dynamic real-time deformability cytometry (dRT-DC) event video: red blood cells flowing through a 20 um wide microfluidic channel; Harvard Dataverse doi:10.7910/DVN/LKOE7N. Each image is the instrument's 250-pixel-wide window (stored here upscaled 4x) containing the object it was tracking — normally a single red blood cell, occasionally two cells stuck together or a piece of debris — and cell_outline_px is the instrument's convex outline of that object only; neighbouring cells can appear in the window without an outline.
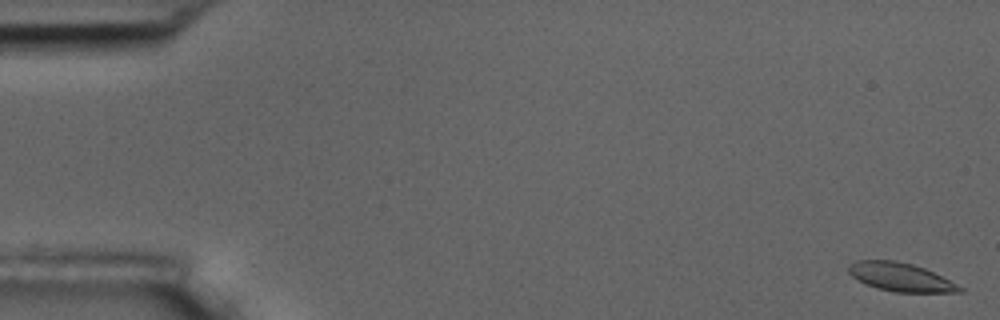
{"species": "common noctule bat (a hibernating species)", "species_latin": "Nyctalus noctula", "temperature_condition": "room temperature", "stored_images_in_passage": 7, "camera_frame_rate_fps": 3000, "um_per_image_px": 0.085, "animal": {"sex": "male", "body_mass_g": 17.5, "forearm_length_mm": 52.3}, "frame": {"image": 1, "passage_image": 1, "time_ms": 0.0, "image_size_px": [1000, 320], "cell_outline_px": [[964, 292], [896, 292], [876, 288], [864, 284], [852, 276], [848, 272], [848, 264], [856, 260], [896, 260], [912, 264], [924, 268], [964, 288]], "centroid_in_image_um": [76.49, 23.55], "position_along_channel_um": 8.5, "area_um2": 18.38}}
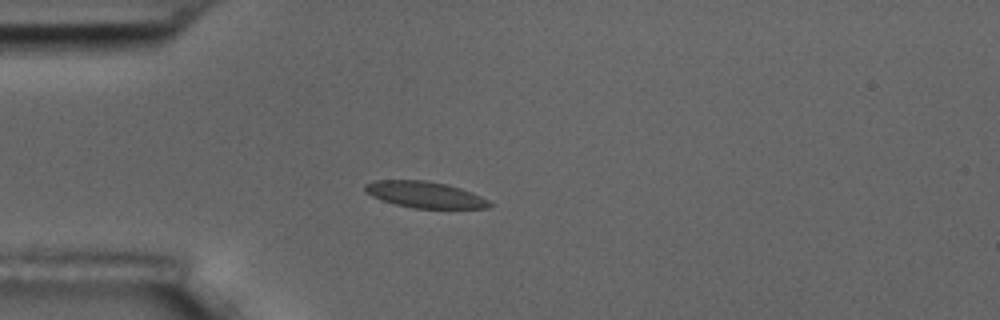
{"frame": {"image": 2, "passage_image": 5, "time_ms": 4.667, "image_size_px": [1000, 320], "cell_outline_px": [[492, 204], [488, 208], [412, 208], [396, 204], [372, 196], [364, 192], [364, 184], [376, 180], [424, 180], [448, 184], [472, 192], [488, 200]], "centroid_in_image_um": [36.1, 16.53], "position_along_channel_um": 48.9, "area_um2": 19.02}}